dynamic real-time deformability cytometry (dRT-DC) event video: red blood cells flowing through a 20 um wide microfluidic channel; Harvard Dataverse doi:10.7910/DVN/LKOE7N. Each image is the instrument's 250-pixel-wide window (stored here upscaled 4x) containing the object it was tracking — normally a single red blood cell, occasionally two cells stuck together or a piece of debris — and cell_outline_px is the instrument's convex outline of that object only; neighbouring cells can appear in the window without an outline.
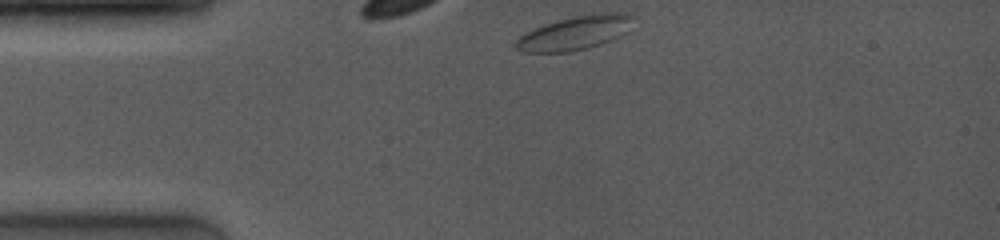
{"species": "common noctule bat (a hibernating species)", "species_latin": "Nyctalus noctula", "temperature_condition": "room temperature", "stored_images_in_passage": 25, "camera_frame_rate_fps": 4000, "um_per_image_px": 0.085, "animal": {"sex": "female", "body_mass_g": 19.0, "forearm_length_mm": 53.3}, "frame": {"image": 1, "passage_image": 1, "time_ms": 0.0, "image_size_px": [1000, 240], "cell_outline_px": [[636, 16], [628, 32], [600, 44], [588, 48], [572, 52], [524, 52], [516, 48], [516, 40], [524, 32], [544, 24], [576, 16], [604, 12], [628, 12]], "centroid_in_image_um": [48.93, 2.78], "position_along_channel_um": 36.1, "area_um2": 23.29}}
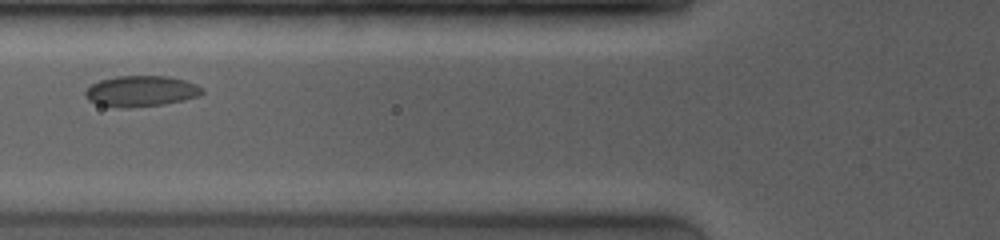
{"frame": {"image": 2, "passage_image": 6, "time_ms": 3.0, "image_size_px": [1000, 240], "cell_outline_px": [[204, 92], [200, 96], [184, 100], [164, 104], [120, 108], [96, 104], [88, 100], [84, 96], [84, 92], [92, 84], [100, 80], [116, 76], [168, 76], [184, 80], [196, 84], [204, 88]], "centroid_in_image_um": [11.99, 7.75], "position_along_channel_um": 113.8, "area_um2": 21.1}}
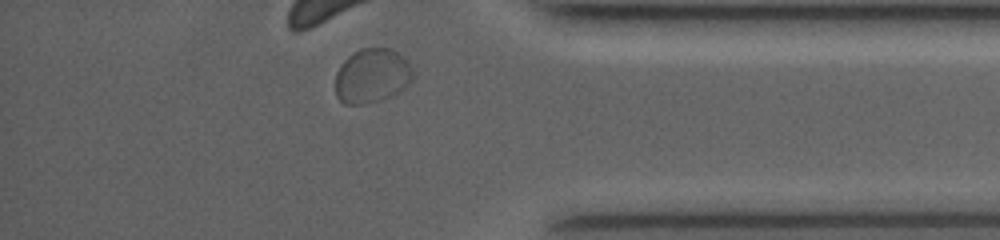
{"frame": {"image": 3, "passage_image": 23, "time_ms": 10.75, "image_size_px": [1000, 240], "cell_outline_px": [[412, 80], [400, 92], [364, 104], [344, 104], [336, 96], [336, 72], [340, 64], [348, 56], [360, 48], [392, 48], [400, 52], [408, 60], [412, 68]], "centroid_in_image_um": [31.62, 6.41], "position_along_channel_um": 403.6, "area_um2": 24.74}, "authors_computed_cell_mechanics": {"area_um2": 21.097, "velocity_mm_per_s": 3.8185, "shape_relaxation_time_tau1_ms": 1.3614, "shape_relaxation_time_tau2_ms": null, "deformation_change_tau1": 0.0414, "deformation_change_tau2": null}}